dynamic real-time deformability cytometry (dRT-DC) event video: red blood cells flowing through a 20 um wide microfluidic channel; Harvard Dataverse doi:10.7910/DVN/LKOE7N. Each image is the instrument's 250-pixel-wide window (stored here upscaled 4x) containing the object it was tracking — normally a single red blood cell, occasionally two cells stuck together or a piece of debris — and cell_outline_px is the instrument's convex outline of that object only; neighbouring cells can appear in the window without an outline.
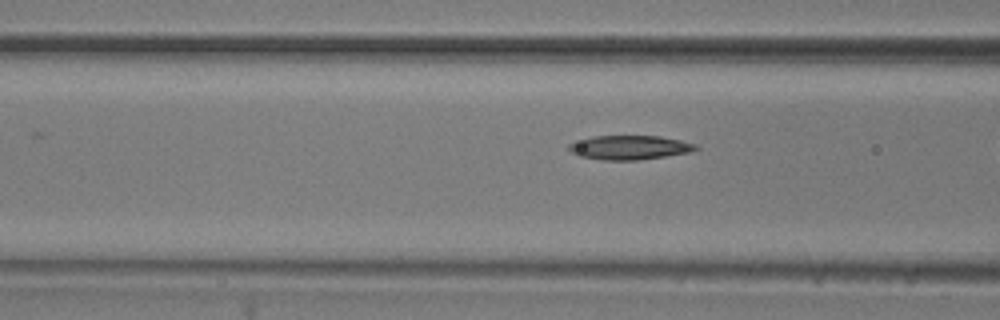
{"species": "common noctule bat (a hibernating species)", "species_latin": "Nyctalus noctula", "temperature_condition": "room temperature", "stored_images_in_passage": 10, "camera_frame_rate_fps": 3000, "um_per_image_px": 0.085, "animal": {"sex": "male", "body_mass_g": 20.5, "forearm_length_mm": 52.5}, "frame": {"image": 1, "passage_image": 9, "time_ms": 2.667, "image_size_px": [1000, 320], "cell_outline_px": [[700, 148], [692, 152], [636, 160], [604, 160], [580, 156], [572, 152], [568, 148], [568, 144], [592, 136], [660, 136], [680, 140], [696, 144]], "centroid_in_image_um": [53.54, 12.53], "position_along_channel_um": 113.1, "area_um2": 17.74}}